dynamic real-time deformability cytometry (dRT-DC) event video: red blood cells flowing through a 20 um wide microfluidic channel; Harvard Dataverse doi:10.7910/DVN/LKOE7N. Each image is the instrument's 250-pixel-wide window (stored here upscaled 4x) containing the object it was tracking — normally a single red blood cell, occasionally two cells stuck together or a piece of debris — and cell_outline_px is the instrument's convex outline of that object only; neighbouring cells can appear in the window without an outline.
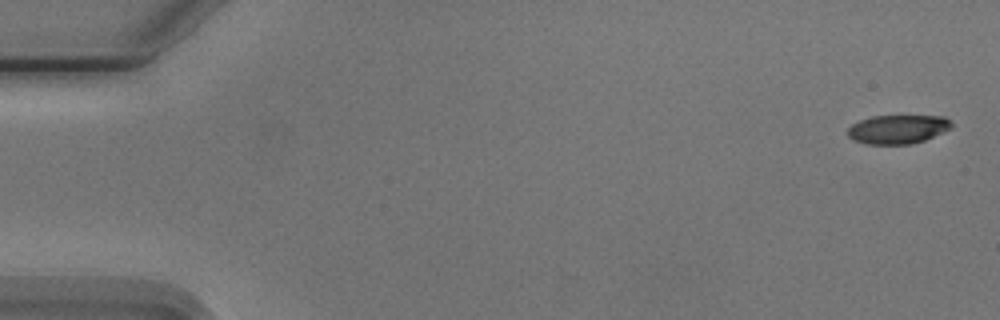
{"species": "Egyptian fruit bat (a non-hibernating species)", "species_latin": "Rousettus aegyptiacus", "temperature_condition": "cold", "stored_images_in_passage": 6, "camera_frame_rate_fps": 3000, "um_per_image_px": 0.085, "animal": {"sex": "male"}, "frame": {"image": 1, "passage_image": 1, "time_ms": 0.0, "image_size_px": [1000, 320], "cell_outline_px": [[952, 128], [924, 140], [912, 144], [864, 144], [852, 140], [848, 136], [848, 128], [852, 124], [860, 120], [872, 116], [944, 116], [952, 124]], "centroid_in_image_um": [76.28, 10.99], "position_along_channel_um": 8.7, "area_um2": 17.46}}
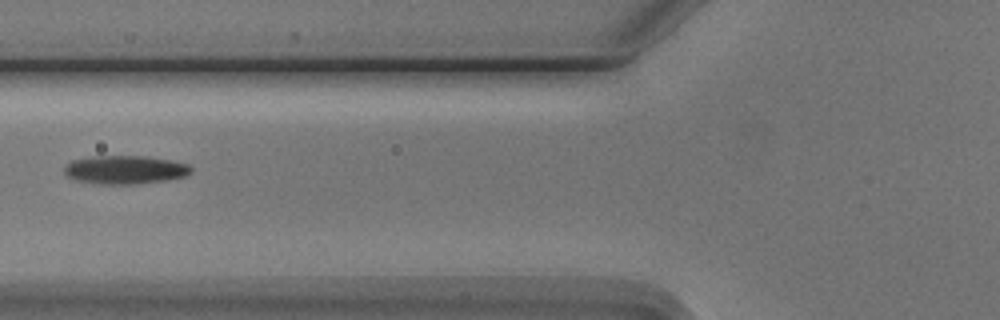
{"frame": {"image": 2, "passage_image": 6, "time_ms": 6.667, "image_size_px": [1000, 320], "cell_outline_px": [[192, 172], [184, 176], [164, 180], [136, 184], [100, 184], [76, 180], [68, 176], [64, 172], [64, 164], [72, 160], [92, 156], [148, 156], [172, 160], [188, 164], [192, 168]], "centroid_in_image_um": [10.62, 14.42], "position_along_channel_um": 115.2, "area_um2": 21.1}}